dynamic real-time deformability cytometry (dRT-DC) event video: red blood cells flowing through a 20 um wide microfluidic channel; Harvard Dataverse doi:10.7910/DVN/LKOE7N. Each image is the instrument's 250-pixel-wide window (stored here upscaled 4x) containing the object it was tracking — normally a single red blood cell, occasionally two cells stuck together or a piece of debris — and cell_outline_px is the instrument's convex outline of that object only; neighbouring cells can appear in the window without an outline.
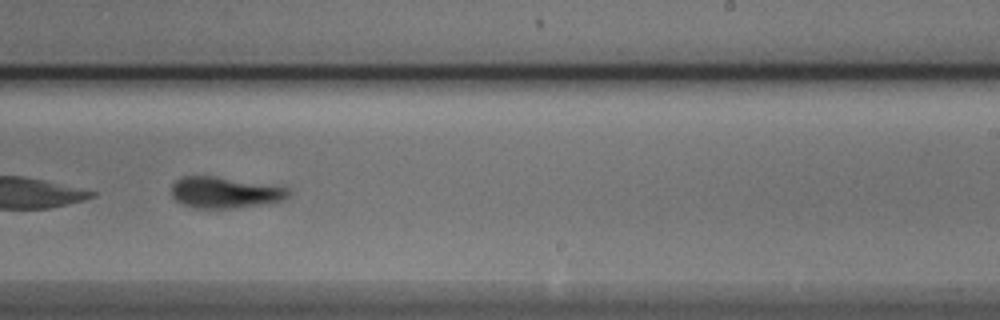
{"species": "Egyptian fruit bat (a non-hibernating species)", "species_latin": "Rousettus aegyptiacus", "temperature_condition": "cold", "stored_images_in_passage": 28, "camera_frame_rate_fps": 3000, "um_per_image_px": 0.085, "animal": {"sex": "male"}, "frame": {"image": 1, "passage_image": 20, "time_ms": 6.333, "image_size_px": [1000, 320], "cell_outline_px": [[292, 192], [284, 200], [264, 204], [236, 208], [192, 208], [180, 204], [172, 196], [172, 184], [180, 176], [212, 176], [284, 184]], "centroid_in_image_um": [19.2, 16.34], "position_along_channel_um": 269.8, "area_um2": 22.14}, "authors_computed_cell_mechanics": {"area_um2": 22.9755, "velocity_mm_per_s": 3.8359, "shape_relaxation_time_tau1_ms": 2.3019, "shape_relaxation_time_tau2_ms": 3.1981, "deformation_change_tau1": 0.1024, "deformation_change_tau2": 0.1062}}